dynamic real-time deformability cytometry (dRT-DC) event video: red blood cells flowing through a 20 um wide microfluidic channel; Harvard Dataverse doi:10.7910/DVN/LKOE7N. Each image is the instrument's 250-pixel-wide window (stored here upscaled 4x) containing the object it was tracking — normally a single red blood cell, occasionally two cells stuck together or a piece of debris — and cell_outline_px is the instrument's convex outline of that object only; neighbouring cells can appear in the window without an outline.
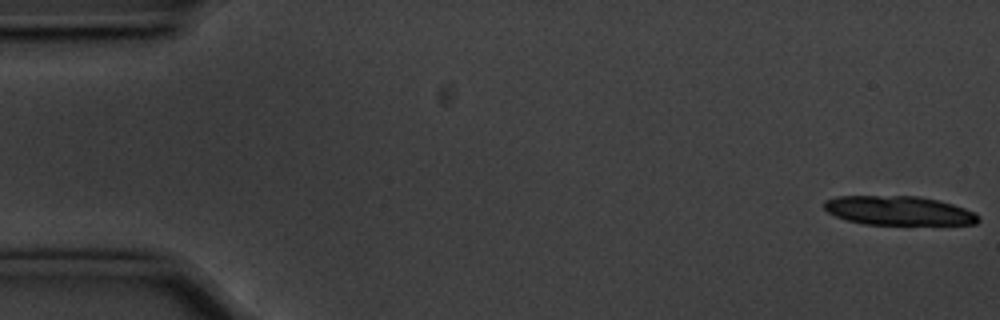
{"species": "common noctule bat (a hibernating species)", "species_latin": "Nyctalus noctula", "temperature_condition": "cold", "stored_images_in_passage": 13, "camera_frame_rate_fps": 3000, "um_per_image_px": 0.085, "animal": {"sex": "male", "body_mass_g": 20.1, "forearm_length_mm": 53.5}, "frame": {"image": 1, "passage_image": 1, "time_ms": 0.0, "image_size_px": [1000, 320], "cell_outline_px": [[980, 220], [976, 224], [864, 224], [848, 220], [836, 216], [828, 212], [824, 208], [824, 200], [836, 196], [916, 196], [940, 200], [976, 212], [980, 216]], "centroid_in_image_um": [76.4, 17.89], "position_along_channel_um": 8.6, "area_um2": 26.13}}